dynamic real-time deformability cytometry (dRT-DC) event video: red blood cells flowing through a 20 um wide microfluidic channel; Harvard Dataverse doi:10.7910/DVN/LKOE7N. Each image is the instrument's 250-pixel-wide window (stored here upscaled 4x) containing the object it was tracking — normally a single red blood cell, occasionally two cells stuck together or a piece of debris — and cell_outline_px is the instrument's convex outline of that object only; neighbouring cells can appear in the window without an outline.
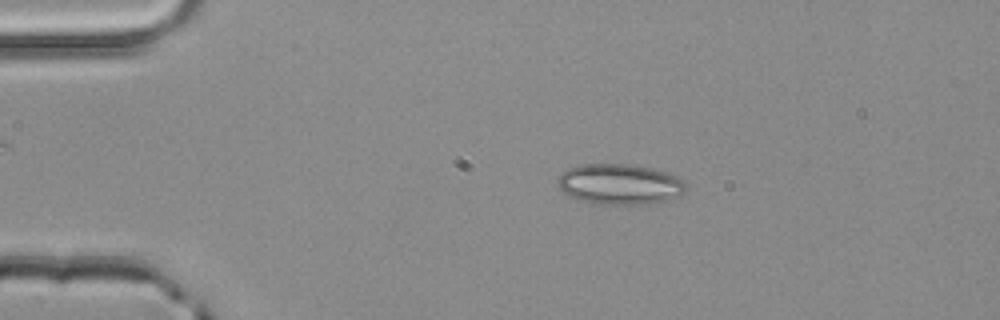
{"species": "common noctule bat (a hibernating species)", "species_latin": "Nyctalus noctula", "temperature_condition": "room temperature", "stored_images_in_passage": 51, "camera_frame_rate_fps": 3000, "um_per_image_px": 0.085, "animal": {"sex": "male", "body_mass_g": 20.4}, "frame": {"image": 1, "passage_image": 10, "time_ms": 3.0, "image_size_px": [1000, 320], "cell_outline_px": [[688, 188], [680, 196], [648, 204], [592, 204], [568, 196], [556, 184], [560, 176], [568, 168], [580, 164], [632, 164], [652, 168], [676, 176], [684, 180], [688, 184]], "centroid_in_image_um": [52.69, 15.66], "position_along_channel_um": 32.3, "area_um2": 30.52}}
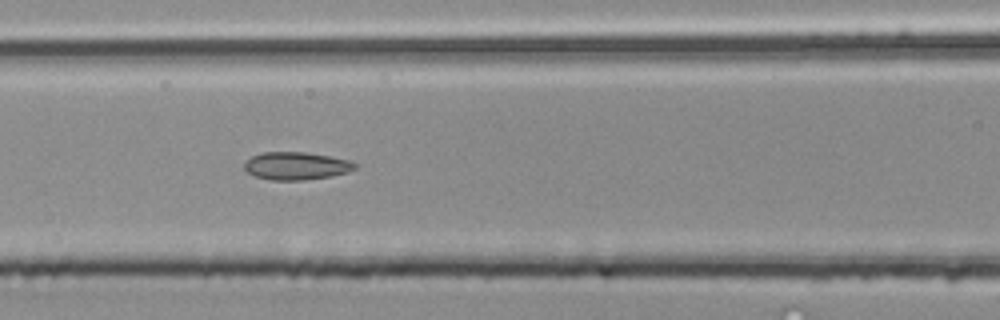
{"frame": {"image": 2, "passage_image": 22, "time_ms": 7.0, "image_size_px": [1000, 320], "cell_outline_px": [[356, 168], [348, 172], [332, 176], [304, 180], [268, 180], [256, 176], [248, 172], [244, 168], [244, 164], [252, 156], [264, 152], [304, 152], [328, 156], [348, 160], [356, 164]], "centroid_in_image_um": [25.18, 14.11], "position_along_channel_um": 141.4, "area_um2": 17.74}}
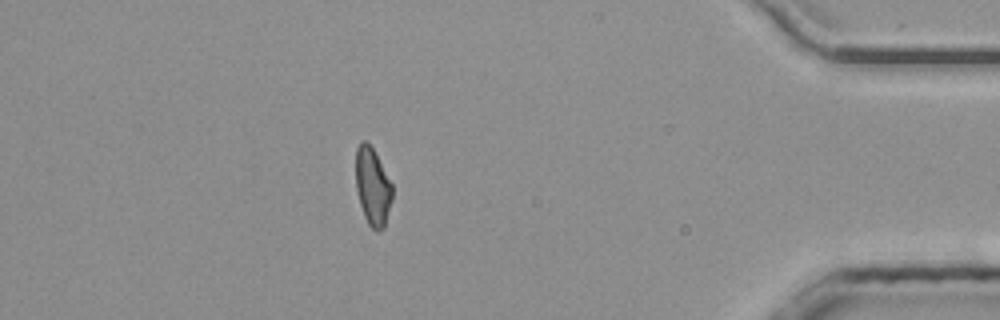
{"frame": {"image": 3, "passage_image": 45, "time_ms": 14.667, "image_size_px": [1000, 320], "cell_outline_px": [[392, 200], [384, 228], [376, 232], [368, 224], [364, 216], [360, 204], [356, 188], [356, 148], [360, 140], [364, 140], [372, 148], [392, 184]], "centroid_in_image_um": [31.67, 15.89], "position_along_channel_um": 403.5, "area_um2": 16.42}, "authors_computed_cell_mechanics": {"area_um2": 17.4556, "velocity_mm_per_s": 4.0362, "shape_relaxation_time_tau1_ms": null, "shape_relaxation_time_tau2_ms": 1.4062, "deformation_change_tau1": null, "deformation_change_tau2": 0.0842}}